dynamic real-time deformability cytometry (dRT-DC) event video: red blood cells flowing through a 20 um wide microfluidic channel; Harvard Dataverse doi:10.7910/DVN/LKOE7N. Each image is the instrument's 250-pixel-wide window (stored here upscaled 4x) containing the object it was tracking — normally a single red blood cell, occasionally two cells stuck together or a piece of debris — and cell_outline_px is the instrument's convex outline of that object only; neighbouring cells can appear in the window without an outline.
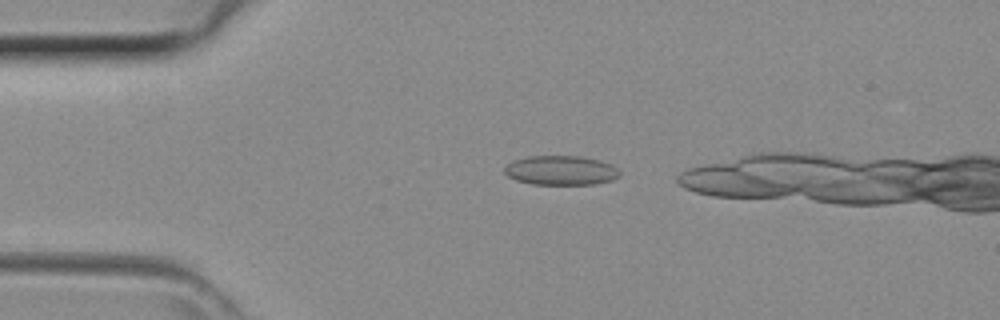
{"species": "common noctule bat (a hibernating species)", "species_latin": "Nyctalus noctula", "temperature_condition": "room temperature", "stored_images_in_passage": 6, "camera_frame_rate_fps": 3000, "um_per_image_px": 0.085, "animal": {"sex": "female", "body_mass_g": 29.2, "forearm_length_mm": 56.3}, "frame": {"image": 1, "passage_image": 3, "time_ms": 0.667, "image_size_px": [1000, 320], "cell_outline_px": [[620, 176], [612, 180], [592, 184], [532, 184], [516, 180], [508, 176], [504, 172], [504, 168], [512, 160], [528, 156], [580, 156], [600, 160], [612, 164], [620, 172]], "centroid_in_image_um": [47.67, 14.47], "position_along_channel_um": 37.3, "area_um2": 19.77}}